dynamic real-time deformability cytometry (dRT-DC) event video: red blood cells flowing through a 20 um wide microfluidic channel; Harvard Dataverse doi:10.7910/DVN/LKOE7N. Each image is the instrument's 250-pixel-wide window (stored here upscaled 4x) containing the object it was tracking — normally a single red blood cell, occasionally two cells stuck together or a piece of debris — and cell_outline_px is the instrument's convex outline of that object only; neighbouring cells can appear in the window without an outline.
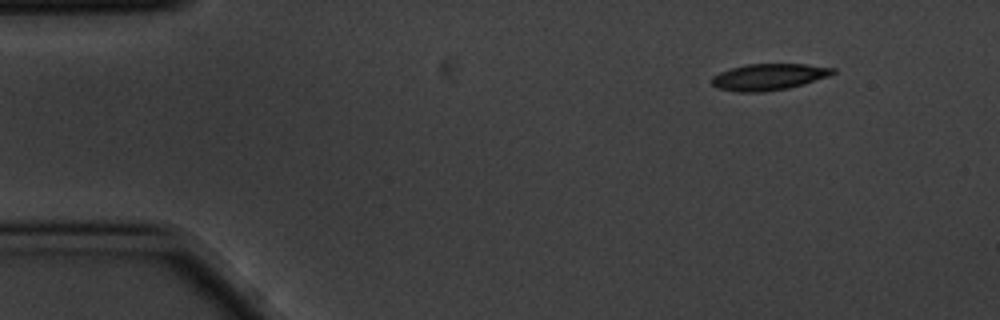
{"species": "common noctule bat (a hibernating species)", "species_latin": "Nyctalus noctula", "temperature_condition": "cold", "stored_images_in_passage": 4, "segment_of_instrument_passage": [1, 2], "camera_frame_rate_fps": 3000, "um_per_image_px": 0.085, "animal": {"sex": "male", "body_mass_g": 20.1, "forearm_length_mm": 53.5}, "frame": {"image": 1, "passage_image": 1, "time_ms": 0.0, "image_size_px": [1000, 320], "cell_outline_px": [[836, 72], [828, 76], [804, 84], [788, 88], [764, 92], [736, 92], [720, 88], [712, 84], [712, 76], [720, 72], [732, 68], [748, 64], [808, 64], [836, 68]], "centroid_in_image_um": [65.37, 6.53], "position_along_channel_um": 19.6, "area_um2": 18.61}}
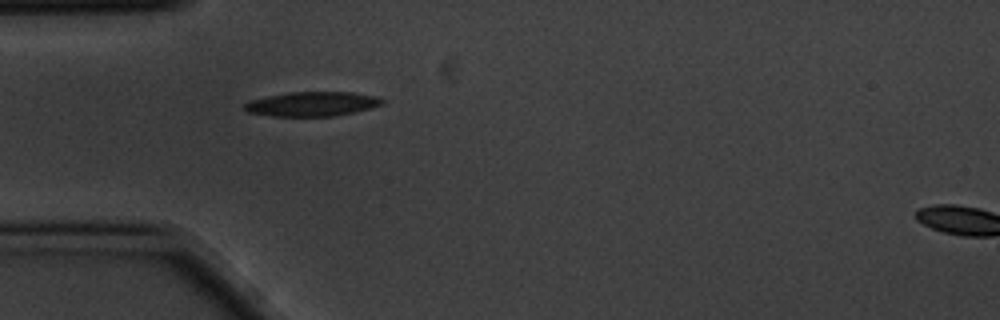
{"frame": {"image": 2, "passage_image": 3, "time_ms": 0.667, "image_size_px": [1000, 320], "cell_outline_px": [[384, 104], [352, 112], [332, 116], [272, 116], [248, 112], [244, 108], [244, 104], [248, 100], [288, 92], [352, 92], [380, 96], [384, 100]], "centroid_in_image_um": [26.53, 8.82], "position_along_channel_um": 58.5, "area_um2": 19.59}}